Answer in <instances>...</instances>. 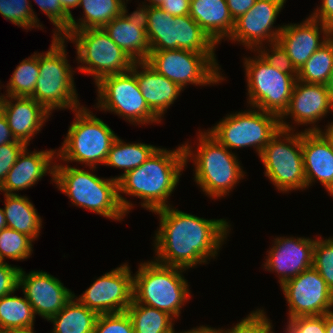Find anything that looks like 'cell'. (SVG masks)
<instances>
[{
	"label": "cell",
	"mask_w": 333,
	"mask_h": 333,
	"mask_svg": "<svg viewBox=\"0 0 333 333\" xmlns=\"http://www.w3.org/2000/svg\"><path fill=\"white\" fill-rule=\"evenodd\" d=\"M123 1L80 0L79 6L83 9V17L77 21L71 15L69 28L60 37L67 39L74 31L103 28L112 19L122 15Z\"/></svg>",
	"instance_id": "cell-29"
},
{
	"label": "cell",
	"mask_w": 333,
	"mask_h": 333,
	"mask_svg": "<svg viewBox=\"0 0 333 333\" xmlns=\"http://www.w3.org/2000/svg\"><path fill=\"white\" fill-rule=\"evenodd\" d=\"M5 227H7L6 221H5V215H4L3 209L0 208V231Z\"/></svg>",
	"instance_id": "cell-57"
},
{
	"label": "cell",
	"mask_w": 333,
	"mask_h": 333,
	"mask_svg": "<svg viewBox=\"0 0 333 333\" xmlns=\"http://www.w3.org/2000/svg\"><path fill=\"white\" fill-rule=\"evenodd\" d=\"M74 111L75 120L70 124L61 148L56 150V157L66 164L79 162L95 171L96 165H104L117 134L89 108L81 105Z\"/></svg>",
	"instance_id": "cell-7"
},
{
	"label": "cell",
	"mask_w": 333,
	"mask_h": 333,
	"mask_svg": "<svg viewBox=\"0 0 333 333\" xmlns=\"http://www.w3.org/2000/svg\"><path fill=\"white\" fill-rule=\"evenodd\" d=\"M333 69V37L317 50L298 70L297 80L326 85Z\"/></svg>",
	"instance_id": "cell-34"
},
{
	"label": "cell",
	"mask_w": 333,
	"mask_h": 333,
	"mask_svg": "<svg viewBox=\"0 0 333 333\" xmlns=\"http://www.w3.org/2000/svg\"><path fill=\"white\" fill-rule=\"evenodd\" d=\"M34 240L21 232L5 227L0 231V261L25 260L33 253Z\"/></svg>",
	"instance_id": "cell-36"
},
{
	"label": "cell",
	"mask_w": 333,
	"mask_h": 333,
	"mask_svg": "<svg viewBox=\"0 0 333 333\" xmlns=\"http://www.w3.org/2000/svg\"><path fill=\"white\" fill-rule=\"evenodd\" d=\"M231 17L235 21L245 14L256 2V0H226Z\"/></svg>",
	"instance_id": "cell-49"
},
{
	"label": "cell",
	"mask_w": 333,
	"mask_h": 333,
	"mask_svg": "<svg viewBox=\"0 0 333 333\" xmlns=\"http://www.w3.org/2000/svg\"><path fill=\"white\" fill-rule=\"evenodd\" d=\"M330 112H333V101L326 85L308 84L296 80L288 109L280 117V128L296 131L295 125H290L286 121L291 117L292 123L296 126H307V124L312 126L305 128L303 132H321L318 121Z\"/></svg>",
	"instance_id": "cell-18"
},
{
	"label": "cell",
	"mask_w": 333,
	"mask_h": 333,
	"mask_svg": "<svg viewBox=\"0 0 333 333\" xmlns=\"http://www.w3.org/2000/svg\"><path fill=\"white\" fill-rule=\"evenodd\" d=\"M264 309H256L230 329H216L218 333H272L273 326Z\"/></svg>",
	"instance_id": "cell-39"
},
{
	"label": "cell",
	"mask_w": 333,
	"mask_h": 333,
	"mask_svg": "<svg viewBox=\"0 0 333 333\" xmlns=\"http://www.w3.org/2000/svg\"><path fill=\"white\" fill-rule=\"evenodd\" d=\"M285 333H291L287 328L284 330Z\"/></svg>",
	"instance_id": "cell-59"
},
{
	"label": "cell",
	"mask_w": 333,
	"mask_h": 333,
	"mask_svg": "<svg viewBox=\"0 0 333 333\" xmlns=\"http://www.w3.org/2000/svg\"><path fill=\"white\" fill-rule=\"evenodd\" d=\"M56 150L30 151L27 147L21 152L15 164L8 171L5 181L0 187V192L17 194V191L26 190L47 175L52 176L54 182ZM53 161V162H52Z\"/></svg>",
	"instance_id": "cell-22"
},
{
	"label": "cell",
	"mask_w": 333,
	"mask_h": 333,
	"mask_svg": "<svg viewBox=\"0 0 333 333\" xmlns=\"http://www.w3.org/2000/svg\"><path fill=\"white\" fill-rule=\"evenodd\" d=\"M326 333H333V311L325 313Z\"/></svg>",
	"instance_id": "cell-53"
},
{
	"label": "cell",
	"mask_w": 333,
	"mask_h": 333,
	"mask_svg": "<svg viewBox=\"0 0 333 333\" xmlns=\"http://www.w3.org/2000/svg\"><path fill=\"white\" fill-rule=\"evenodd\" d=\"M280 287L288 304V320L322 316L333 311V292L314 267L304 270Z\"/></svg>",
	"instance_id": "cell-16"
},
{
	"label": "cell",
	"mask_w": 333,
	"mask_h": 333,
	"mask_svg": "<svg viewBox=\"0 0 333 333\" xmlns=\"http://www.w3.org/2000/svg\"><path fill=\"white\" fill-rule=\"evenodd\" d=\"M35 313L24 296L6 295L0 298V333L34 326Z\"/></svg>",
	"instance_id": "cell-32"
},
{
	"label": "cell",
	"mask_w": 333,
	"mask_h": 333,
	"mask_svg": "<svg viewBox=\"0 0 333 333\" xmlns=\"http://www.w3.org/2000/svg\"><path fill=\"white\" fill-rule=\"evenodd\" d=\"M80 0H60V3L62 4L64 10L69 14L72 15V8L79 7Z\"/></svg>",
	"instance_id": "cell-52"
},
{
	"label": "cell",
	"mask_w": 333,
	"mask_h": 333,
	"mask_svg": "<svg viewBox=\"0 0 333 333\" xmlns=\"http://www.w3.org/2000/svg\"><path fill=\"white\" fill-rule=\"evenodd\" d=\"M285 3L286 0H256L245 14L235 20L228 41H237V44L239 42L251 52L262 45L276 42L283 25L276 28L274 24Z\"/></svg>",
	"instance_id": "cell-17"
},
{
	"label": "cell",
	"mask_w": 333,
	"mask_h": 333,
	"mask_svg": "<svg viewBox=\"0 0 333 333\" xmlns=\"http://www.w3.org/2000/svg\"><path fill=\"white\" fill-rule=\"evenodd\" d=\"M272 241L262 267L278 274L280 286L313 267L314 238L279 236Z\"/></svg>",
	"instance_id": "cell-20"
},
{
	"label": "cell",
	"mask_w": 333,
	"mask_h": 333,
	"mask_svg": "<svg viewBox=\"0 0 333 333\" xmlns=\"http://www.w3.org/2000/svg\"><path fill=\"white\" fill-rule=\"evenodd\" d=\"M103 29L134 62L148 59L151 48L144 29L135 26L122 15L112 19Z\"/></svg>",
	"instance_id": "cell-27"
},
{
	"label": "cell",
	"mask_w": 333,
	"mask_h": 333,
	"mask_svg": "<svg viewBox=\"0 0 333 333\" xmlns=\"http://www.w3.org/2000/svg\"><path fill=\"white\" fill-rule=\"evenodd\" d=\"M5 196L3 212L8 228L38 239L42 227V219L33 203L27 196L19 194H3Z\"/></svg>",
	"instance_id": "cell-28"
},
{
	"label": "cell",
	"mask_w": 333,
	"mask_h": 333,
	"mask_svg": "<svg viewBox=\"0 0 333 333\" xmlns=\"http://www.w3.org/2000/svg\"><path fill=\"white\" fill-rule=\"evenodd\" d=\"M326 86L328 88L330 97L333 101V69H332L331 75L329 76L328 82L326 83Z\"/></svg>",
	"instance_id": "cell-55"
},
{
	"label": "cell",
	"mask_w": 333,
	"mask_h": 333,
	"mask_svg": "<svg viewBox=\"0 0 333 333\" xmlns=\"http://www.w3.org/2000/svg\"><path fill=\"white\" fill-rule=\"evenodd\" d=\"M30 0H0V14L22 29L41 27L42 24L37 17Z\"/></svg>",
	"instance_id": "cell-37"
},
{
	"label": "cell",
	"mask_w": 333,
	"mask_h": 333,
	"mask_svg": "<svg viewBox=\"0 0 333 333\" xmlns=\"http://www.w3.org/2000/svg\"><path fill=\"white\" fill-rule=\"evenodd\" d=\"M279 129L259 158L266 178L283 193L307 188L302 154V131Z\"/></svg>",
	"instance_id": "cell-8"
},
{
	"label": "cell",
	"mask_w": 333,
	"mask_h": 333,
	"mask_svg": "<svg viewBox=\"0 0 333 333\" xmlns=\"http://www.w3.org/2000/svg\"><path fill=\"white\" fill-rule=\"evenodd\" d=\"M177 333H218L216 328H213V327H210V326H199V327H195V328H192L188 331H180V332H177Z\"/></svg>",
	"instance_id": "cell-51"
},
{
	"label": "cell",
	"mask_w": 333,
	"mask_h": 333,
	"mask_svg": "<svg viewBox=\"0 0 333 333\" xmlns=\"http://www.w3.org/2000/svg\"><path fill=\"white\" fill-rule=\"evenodd\" d=\"M26 147L28 146L25 143L18 140L0 145V187L5 181L8 171Z\"/></svg>",
	"instance_id": "cell-43"
},
{
	"label": "cell",
	"mask_w": 333,
	"mask_h": 333,
	"mask_svg": "<svg viewBox=\"0 0 333 333\" xmlns=\"http://www.w3.org/2000/svg\"><path fill=\"white\" fill-rule=\"evenodd\" d=\"M20 288L35 315L47 321L58 314L74 295L57 277L42 270L26 273L20 268L18 289Z\"/></svg>",
	"instance_id": "cell-19"
},
{
	"label": "cell",
	"mask_w": 333,
	"mask_h": 333,
	"mask_svg": "<svg viewBox=\"0 0 333 333\" xmlns=\"http://www.w3.org/2000/svg\"><path fill=\"white\" fill-rule=\"evenodd\" d=\"M7 333H36V331L34 332V327H30V328H24V329H15V330L9 331Z\"/></svg>",
	"instance_id": "cell-56"
},
{
	"label": "cell",
	"mask_w": 333,
	"mask_h": 333,
	"mask_svg": "<svg viewBox=\"0 0 333 333\" xmlns=\"http://www.w3.org/2000/svg\"><path fill=\"white\" fill-rule=\"evenodd\" d=\"M302 154L307 188L319 181L333 197V146L322 132L302 131Z\"/></svg>",
	"instance_id": "cell-24"
},
{
	"label": "cell",
	"mask_w": 333,
	"mask_h": 333,
	"mask_svg": "<svg viewBox=\"0 0 333 333\" xmlns=\"http://www.w3.org/2000/svg\"><path fill=\"white\" fill-rule=\"evenodd\" d=\"M146 35L151 51L215 53L217 47L190 15L172 16L159 6L150 7Z\"/></svg>",
	"instance_id": "cell-12"
},
{
	"label": "cell",
	"mask_w": 333,
	"mask_h": 333,
	"mask_svg": "<svg viewBox=\"0 0 333 333\" xmlns=\"http://www.w3.org/2000/svg\"><path fill=\"white\" fill-rule=\"evenodd\" d=\"M153 212L160 220L153 240V258L163 265L188 270L197 264H208L231 232V225L224 218L204 219L173 206Z\"/></svg>",
	"instance_id": "cell-1"
},
{
	"label": "cell",
	"mask_w": 333,
	"mask_h": 333,
	"mask_svg": "<svg viewBox=\"0 0 333 333\" xmlns=\"http://www.w3.org/2000/svg\"><path fill=\"white\" fill-rule=\"evenodd\" d=\"M55 26L53 36L60 37L68 28L71 15L63 8L60 0H34Z\"/></svg>",
	"instance_id": "cell-42"
},
{
	"label": "cell",
	"mask_w": 333,
	"mask_h": 333,
	"mask_svg": "<svg viewBox=\"0 0 333 333\" xmlns=\"http://www.w3.org/2000/svg\"><path fill=\"white\" fill-rule=\"evenodd\" d=\"M11 130L8 125V121L0 108V145L15 142Z\"/></svg>",
	"instance_id": "cell-50"
},
{
	"label": "cell",
	"mask_w": 333,
	"mask_h": 333,
	"mask_svg": "<svg viewBox=\"0 0 333 333\" xmlns=\"http://www.w3.org/2000/svg\"><path fill=\"white\" fill-rule=\"evenodd\" d=\"M253 53L255 57H243L248 91L247 105L280 118L288 109L297 79L270 66L258 52Z\"/></svg>",
	"instance_id": "cell-9"
},
{
	"label": "cell",
	"mask_w": 333,
	"mask_h": 333,
	"mask_svg": "<svg viewBox=\"0 0 333 333\" xmlns=\"http://www.w3.org/2000/svg\"><path fill=\"white\" fill-rule=\"evenodd\" d=\"M139 69V70H138ZM142 69V70H140ZM137 79L148 107L161 119L184 91L178 84L160 75L146 61L134 62L130 70ZM166 111V112H165Z\"/></svg>",
	"instance_id": "cell-25"
},
{
	"label": "cell",
	"mask_w": 333,
	"mask_h": 333,
	"mask_svg": "<svg viewBox=\"0 0 333 333\" xmlns=\"http://www.w3.org/2000/svg\"><path fill=\"white\" fill-rule=\"evenodd\" d=\"M0 84H1V83H0ZM0 89H1V87H0ZM0 94H1V95H0V101H1L3 95H2V93H0Z\"/></svg>",
	"instance_id": "cell-60"
},
{
	"label": "cell",
	"mask_w": 333,
	"mask_h": 333,
	"mask_svg": "<svg viewBox=\"0 0 333 333\" xmlns=\"http://www.w3.org/2000/svg\"><path fill=\"white\" fill-rule=\"evenodd\" d=\"M66 39L52 37L46 52L38 53L39 76L30 96L49 113L81 107L74 83V70L68 63Z\"/></svg>",
	"instance_id": "cell-6"
},
{
	"label": "cell",
	"mask_w": 333,
	"mask_h": 333,
	"mask_svg": "<svg viewBox=\"0 0 333 333\" xmlns=\"http://www.w3.org/2000/svg\"><path fill=\"white\" fill-rule=\"evenodd\" d=\"M126 312L131 318L134 333H177L173 326L175 319L154 307L132 301Z\"/></svg>",
	"instance_id": "cell-33"
},
{
	"label": "cell",
	"mask_w": 333,
	"mask_h": 333,
	"mask_svg": "<svg viewBox=\"0 0 333 333\" xmlns=\"http://www.w3.org/2000/svg\"><path fill=\"white\" fill-rule=\"evenodd\" d=\"M94 333H134L128 313L100 314L96 320Z\"/></svg>",
	"instance_id": "cell-41"
},
{
	"label": "cell",
	"mask_w": 333,
	"mask_h": 333,
	"mask_svg": "<svg viewBox=\"0 0 333 333\" xmlns=\"http://www.w3.org/2000/svg\"><path fill=\"white\" fill-rule=\"evenodd\" d=\"M311 16L326 24L331 30L333 29V0H321V5L312 12Z\"/></svg>",
	"instance_id": "cell-47"
},
{
	"label": "cell",
	"mask_w": 333,
	"mask_h": 333,
	"mask_svg": "<svg viewBox=\"0 0 333 333\" xmlns=\"http://www.w3.org/2000/svg\"><path fill=\"white\" fill-rule=\"evenodd\" d=\"M186 168L183 144L173 150L158 148L142 165L123 174L118 181V195L126 214L134 208L121 194L142 199L141 206L153 213L171 206L169 196ZM182 172V173H181Z\"/></svg>",
	"instance_id": "cell-2"
},
{
	"label": "cell",
	"mask_w": 333,
	"mask_h": 333,
	"mask_svg": "<svg viewBox=\"0 0 333 333\" xmlns=\"http://www.w3.org/2000/svg\"><path fill=\"white\" fill-rule=\"evenodd\" d=\"M98 314L82 305L73 295L62 310L48 321L52 333H94Z\"/></svg>",
	"instance_id": "cell-30"
},
{
	"label": "cell",
	"mask_w": 333,
	"mask_h": 333,
	"mask_svg": "<svg viewBox=\"0 0 333 333\" xmlns=\"http://www.w3.org/2000/svg\"><path fill=\"white\" fill-rule=\"evenodd\" d=\"M267 45L270 49H267ZM267 45L260 46L256 52H258L270 66L275 67L281 72L291 74L297 79L298 70L293 65L282 45L278 41Z\"/></svg>",
	"instance_id": "cell-40"
},
{
	"label": "cell",
	"mask_w": 333,
	"mask_h": 333,
	"mask_svg": "<svg viewBox=\"0 0 333 333\" xmlns=\"http://www.w3.org/2000/svg\"><path fill=\"white\" fill-rule=\"evenodd\" d=\"M20 268L0 261V298L16 293Z\"/></svg>",
	"instance_id": "cell-45"
},
{
	"label": "cell",
	"mask_w": 333,
	"mask_h": 333,
	"mask_svg": "<svg viewBox=\"0 0 333 333\" xmlns=\"http://www.w3.org/2000/svg\"><path fill=\"white\" fill-rule=\"evenodd\" d=\"M331 35L332 30L326 24L309 15L300 24H283L277 41L286 50L295 68L299 70Z\"/></svg>",
	"instance_id": "cell-21"
},
{
	"label": "cell",
	"mask_w": 333,
	"mask_h": 333,
	"mask_svg": "<svg viewBox=\"0 0 333 333\" xmlns=\"http://www.w3.org/2000/svg\"><path fill=\"white\" fill-rule=\"evenodd\" d=\"M147 2L149 1V5L151 6V7H158V6H160L163 2H164V0H146Z\"/></svg>",
	"instance_id": "cell-58"
},
{
	"label": "cell",
	"mask_w": 333,
	"mask_h": 333,
	"mask_svg": "<svg viewBox=\"0 0 333 333\" xmlns=\"http://www.w3.org/2000/svg\"><path fill=\"white\" fill-rule=\"evenodd\" d=\"M128 1L129 0H126V2L125 0L123 1L122 16H124V18H126V20L129 22L134 23L135 26H138L139 28H142L146 31L148 26L149 10L151 6L146 2H142V5L139 4V7H137L136 11L130 14L128 13L127 9Z\"/></svg>",
	"instance_id": "cell-46"
},
{
	"label": "cell",
	"mask_w": 333,
	"mask_h": 333,
	"mask_svg": "<svg viewBox=\"0 0 333 333\" xmlns=\"http://www.w3.org/2000/svg\"><path fill=\"white\" fill-rule=\"evenodd\" d=\"M146 62L184 90L190 84L219 85L225 80L215 53H197L184 49L150 51Z\"/></svg>",
	"instance_id": "cell-13"
},
{
	"label": "cell",
	"mask_w": 333,
	"mask_h": 333,
	"mask_svg": "<svg viewBox=\"0 0 333 333\" xmlns=\"http://www.w3.org/2000/svg\"><path fill=\"white\" fill-rule=\"evenodd\" d=\"M279 129L280 118L277 115L249 106L248 110L226 115L206 131L231 152L232 149L253 146L260 156Z\"/></svg>",
	"instance_id": "cell-11"
},
{
	"label": "cell",
	"mask_w": 333,
	"mask_h": 333,
	"mask_svg": "<svg viewBox=\"0 0 333 333\" xmlns=\"http://www.w3.org/2000/svg\"><path fill=\"white\" fill-rule=\"evenodd\" d=\"M54 183L71 203L93 213L121 221L126 212L118 195V181L100 178L90 171L55 162Z\"/></svg>",
	"instance_id": "cell-4"
},
{
	"label": "cell",
	"mask_w": 333,
	"mask_h": 333,
	"mask_svg": "<svg viewBox=\"0 0 333 333\" xmlns=\"http://www.w3.org/2000/svg\"><path fill=\"white\" fill-rule=\"evenodd\" d=\"M189 15L216 45L233 32L235 21L226 0H190Z\"/></svg>",
	"instance_id": "cell-26"
},
{
	"label": "cell",
	"mask_w": 333,
	"mask_h": 333,
	"mask_svg": "<svg viewBox=\"0 0 333 333\" xmlns=\"http://www.w3.org/2000/svg\"><path fill=\"white\" fill-rule=\"evenodd\" d=\"M95 85L96 109L114 113L134 126L161 123L162 119L148 107L131 71L105 76Z\"/></svg>",
	"instance_id": "cell-14"
},
{
	"label": "cell",
	"mask_w": 333,
	"mask_h": 333,
	"mask_svg": "<svg viewBox=\"0 0 333 333\" xmlns=\"http://www.w3.org/2000/svg\"><path fill=\"white\" fill-rule=\"evenodd\" d=\"M39 76L38 53L22 60L12 73L3 96L30 97Z\"/></svg>",
	"instance_id": "cell-35"
},
{
	"label": "cell",
	"mask_w": 333,
	"mask_h": 333,
	"mask_svg": "<svg viewBox=\"0 0 333 333\" xmlns=\"http://www.w3.org/2000/svg\"><path fill=\"white\" fill-rule=\"evenodd\" d=\"M133 275V301L166 312L175 320L192 297L187 269L167 266L155 260L140 263ZM186 302V303H185Z\"/></svg>",
	"instance_id": "cell-5"
},
{
	"label": "cell",
	"mask_w": 333,
	"mask_h": 333,
	"mask_svg": "<svg viewBox=\"0 0 333 333\" xmlns=\"http://www.w3.org/2000/svg\"><path fill=\"white\" fill-rule=\"evenodd\" d=\"M0 108L8 121L15 140L21 141L27 146L30 145L33 137L41 131L51 115L31 97L2 96Z\"/></svg>",
	"instance_id": "cell-23"
},
{
	"label": "cell",
	"mask_w": 333,
	"mask_h": 333,
	"mask_svg": "<svg viewBox=\"0 0 333 333\" xmlns=\"http://www.w3.org/2000/svg\"><path fill=\"white\" fill-rule=\"evenodd\" d=\"M159 148L145 143H126L116 137L108 152L105 166L123 169L124 172L114 178L118 180L123 174L142 165Z\"/></svg>",
	"instance_id": "cell-31"
},
{
	"label": "cell",
	"mask_w": 333,
	"mask_h": 333,
	"mask_svg": "<svg viewBox=\"0 0 333 333\" xmlns=\"http://www.w3.org/2000/svg\"><path fill=\"white\" fill-rule=\"evenodd\" d=\"M198 133L199 143L194 150L189 142L183 144L186 166L192 161L195 166L194 182L207 197L220 199L229 196L232 189L244 179L246 172L235 153L220 144L206 130Z\"/></svg>",
	"instance_id": "cell-3"
},
{
	"label": "cell",
	"mask_w": 333,
	"mask_h": 333,
	"mask_svg": "<svg viewBox=\"0 0 333 333\" xmlns=\"http://www.w3.org/2000/svg\"><path fill=\"white\" fill-rule=\"evenodd\" d=\"M313 267L333 292V237L316 238L313 249Z\"/></svg>",
	"instance_id": "cell-38"
},
{
	"label": "cell",
	"mask_w": 333,
	"mask_h": 333,
	"mask_svg": "<svg viewBox=\"0 0 333 333\" xmlns=\"http://www.w3.org/2000/svg\"><path fill=\"white\" fill-rule=\"evenodd\" d=\"M124 263L101 277L75 298L90 310L100 314L125 312L133 301V275Z\"/></svg>",
	"instance_id": "cell-15"
},
{
	"label": "cell",
	"mask_w": 333,
	"mask_h": 333,
	"mask_svg": "<svg viewBox=\"0 0 333 333\" xmlns=\"http://www.w3.org/2000/svg\"><path fill=\"white\" fill-rule=\"evenodd\" d=\"M66 40L76 47V69L94 78L95 84L105 76L131 70L134 61L109 37L103 28L74 31Z\"/></svg>",
	"instance_id": "cell-10"
},
{
	"label": "cell",
	"mask_w": 333,
	"mask_h": 333,
	"mask_svg": "<svg viewBox=\"0 0 333 333\" xmlns=\"http://www.w3.org/2000/svg\"><path fill=\"white\" fill-rule=\"evenodd\" d=\"M159 7L172 16L189 15L190 0H164Z\"/></svg>",
	"instance_id": "cell-48"
},
{
	"label": "cell",
	"mask_w": 333,
	"mask_h": 333,
	"mask_svg": "<svg viewBox=\"0 0 333 333\" xmlns=\"http://www.w3.org/2000/svg\"><path fill=\"white\" fill-rule=\"evenodd\" d=\"M291 333H326L325 314L322 316L294 317L287 321Z\"/></svg>",
	"instance_id": "cell-44"
},
{
	"label": "cell",
	"mask_w": 333,
	"mask_h": 333,
	"mask_svg": "<svg viewBox=\"0 0 333 333\" xmlns=\"http://www.w3.org/2000/svg\"><path fill=\"white\" fill-rule=\"evenodd\" d=\"M331 142L333 146V122L329 123L326 125V128L321 131Z\"/></svg>",
	"instance_id": "cell-54"
}]
</instances>
